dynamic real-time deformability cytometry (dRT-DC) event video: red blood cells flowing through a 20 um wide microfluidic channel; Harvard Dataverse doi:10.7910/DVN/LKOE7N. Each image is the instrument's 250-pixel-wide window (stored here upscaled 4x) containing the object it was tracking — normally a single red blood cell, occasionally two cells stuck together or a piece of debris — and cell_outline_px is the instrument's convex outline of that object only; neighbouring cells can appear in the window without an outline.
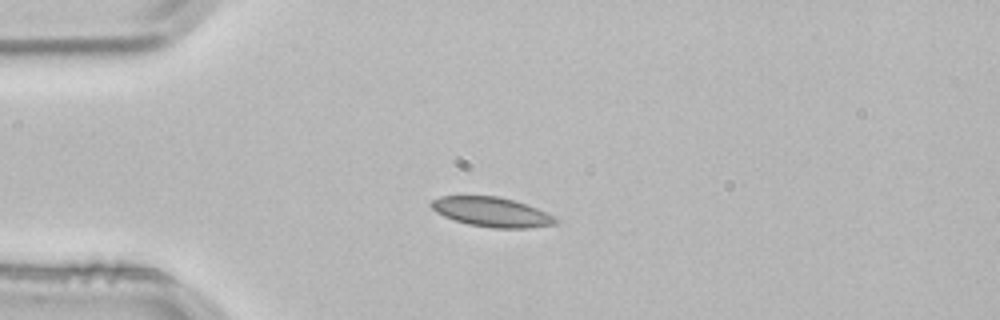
{"species": "common noctule bat (a hibernating species)", "species_latin": "Nyctalus noctula", "temperature_condition": "room temperature", "stored_images_in_passage": 2, "camera_frame_rate_fps": 3000, "um_per_image_px": 0.085, "animal": {"sex": "male", "body_mass_g": 21.5, "forearm_length_mm": 52.0}, "frame": {"image": 1, "passage_image": 1, "time_ms": 0.0, "image_size_px": [1000, 320], "cell_outline_px": [[560, 220], [556, 224], [528, 228], [492, 228], [468, 224], [444, 216], [436, 212], [432, 208], [432, 200], [440, 196], [496, 196], [512, 200], [536, 208]], "centroid_in_image_um": [41.79, 18.03], "position_along_channel_um": 43.2, "area_um2": 21.1}}